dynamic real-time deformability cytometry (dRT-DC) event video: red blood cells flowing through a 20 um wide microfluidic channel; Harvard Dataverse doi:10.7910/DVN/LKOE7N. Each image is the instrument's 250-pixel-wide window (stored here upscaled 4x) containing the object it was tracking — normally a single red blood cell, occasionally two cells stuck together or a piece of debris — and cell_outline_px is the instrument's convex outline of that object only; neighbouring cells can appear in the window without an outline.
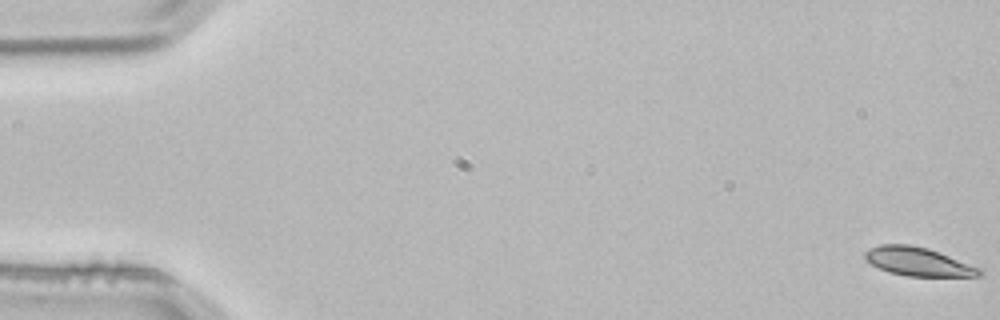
{"species": "common noctule bat (a hibernating species)", "species_latin": "Nyctalus noctula", "temperature_condition": "room temperature", "stored_images_in_passage": 4, "camera_frame_rate_fps": 3000, "um_per_image_px": 0.085, "animal": {"sex": "male", "body_mass_g": 21.5, "forearm_length_mm": 52.0}, "frame": {"image": 1, "passage_image": 1, "time_ms": 0.0, "image_size_px": [1000, 320], "cell_outline_px": [[984, 272], [980, 276], [908, 276], [888, 272], [864, 260], [864, 252], [880, 244], [908, 244], [928, 248], [984, 268]], "centroid_in_image_um": [78.1, 22.24], "position_along_channel_um": 6.9, "area_um2": 19.25}}
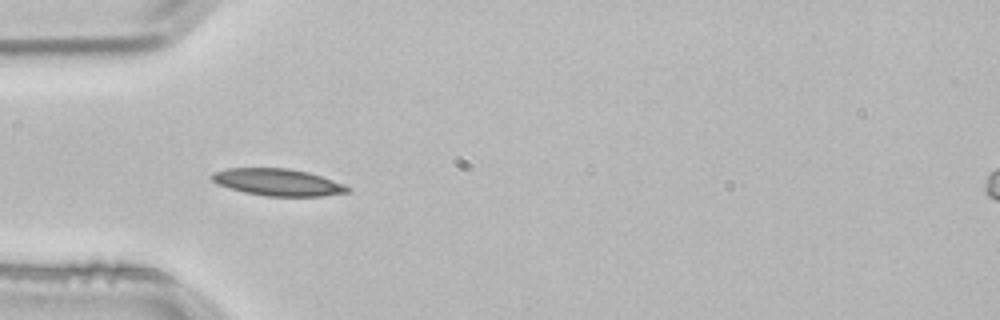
{"frame": {"image": 2, "passage_image": 4, "time_ms": 1.0, "image_size_px": [1000, 320], "cell_outline_px": [[352, 188], [348, 192], [320, 196], [264, 196], [244, 192], [216, 184], [208, 176], [212, 172], [228, 168], [288, 168], [308, 172], [344, 184]], "centroid_in_image_um": [23.57, 15.49], "position_along_channel_um": 61.4, "area_um2": 21.39}}